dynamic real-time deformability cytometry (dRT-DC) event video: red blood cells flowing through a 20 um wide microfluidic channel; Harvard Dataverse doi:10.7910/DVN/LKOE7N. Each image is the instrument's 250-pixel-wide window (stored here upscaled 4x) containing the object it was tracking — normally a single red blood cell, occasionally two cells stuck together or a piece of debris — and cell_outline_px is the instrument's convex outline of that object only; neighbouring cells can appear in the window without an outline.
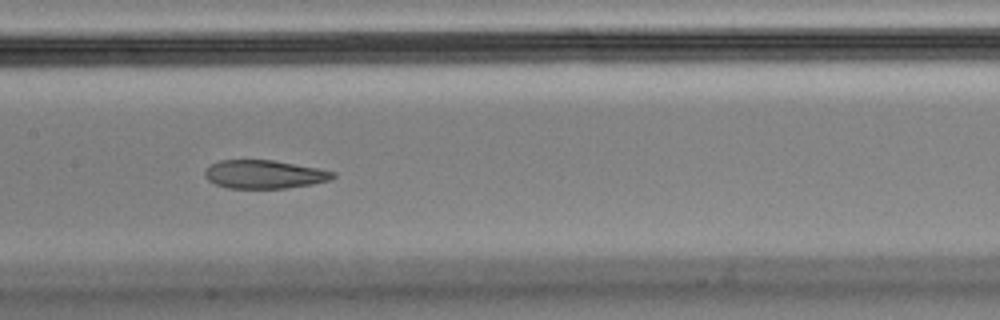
{"species": "Egyptian fruit bat (a non-hibernating species)", "species_latin": "Rousettus aegyptiacus", "temperature_condition": "cold", "stored_images_in_passage": 13, "camera_frame_rate_fps": 3000, "um_per_image_px": 0.085, "animal": {"sex": "male"}, "frame": {"image": 1, "passage_image": 6, "time_ms": 1.667, "image_size_px": [1000, 320], "cell_outline_px": [[336, 176], [328, 180], [312, 184], [284, 188], [228, 188], [216, 184], [208, 180], [204, 176], [204, 172], [212, 164], [220, 160], [272, 160], [316, 168], [336, 172]], "centroid_in_image_um": [22.45, 14.82], "position_along_channel_um": 185.0, "area_um2": 20.92}}